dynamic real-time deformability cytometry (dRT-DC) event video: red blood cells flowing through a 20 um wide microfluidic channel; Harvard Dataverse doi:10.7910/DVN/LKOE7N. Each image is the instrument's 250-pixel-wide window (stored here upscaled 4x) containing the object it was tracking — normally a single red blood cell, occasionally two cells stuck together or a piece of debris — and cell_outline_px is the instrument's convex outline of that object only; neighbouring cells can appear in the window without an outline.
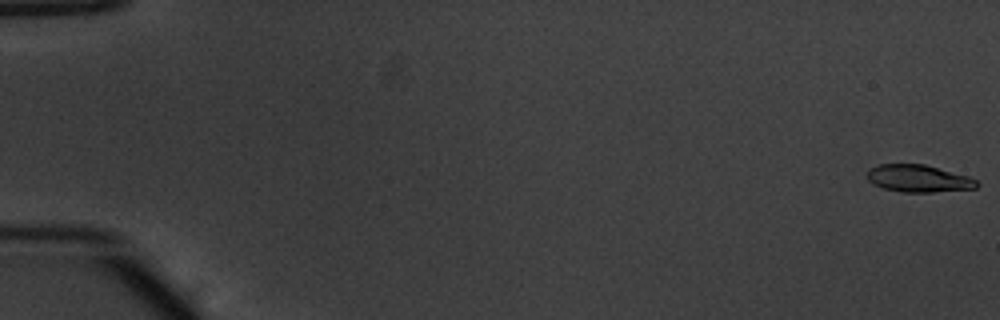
{"species": "common noctule bat (a hibernating species)", "species_latin": "Nyctalus noctula", "temperature_condition": "warm", "stored_images_in_passage": 54, "camera_frame_rate_fps": 3000, "um_per_image_px": 0.085, "animal": {"sex": "male", "body_mass_g": 20.1, "forearm_length_mm": 53.5}, "frame": {"image": 1, "passage_image": 1, "time_ms": 0.0, "image_size_px": [1000, 320], "cell_outline_px": [[980, 184], [976, 188], [932, 192], [900, 192], [884, 188], [872, 184], [868, 180], [868, 168], [876, 164], [924, 164], [968, 176], [976, 180]], "centroid_in_image_um": [78.04, 15.17], "position_along_channel_um": 7.0, "area_um2": 17.46}}
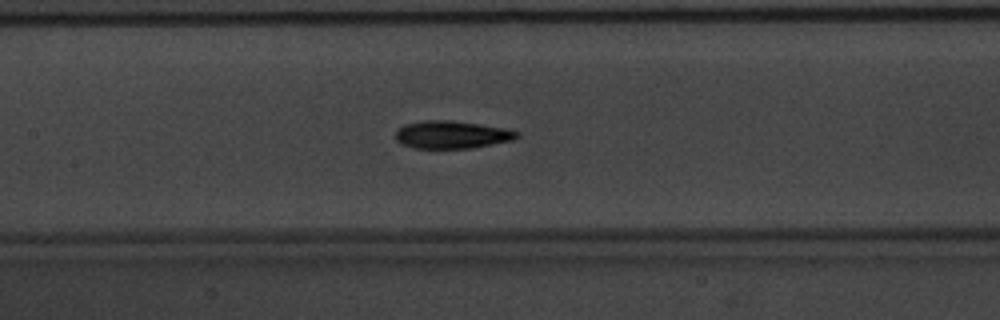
{"frame": {"image": 2, "passage_image": 27, "time_ms": 8.667, "image_size_px": [1000, 320], "cell_outline_px": [[520, 136], [512, 140], [472, 148], [416, 148], [400, 144], [396, 140], [396, 132], [404, 124], [424, 120], [448, 120], [480, 124], [504, 128], [520, 132]], "centroid_in_image_um": [38.4, 11.44], "position_along_channel_um": 169.0, "area_um2": 19.54}}
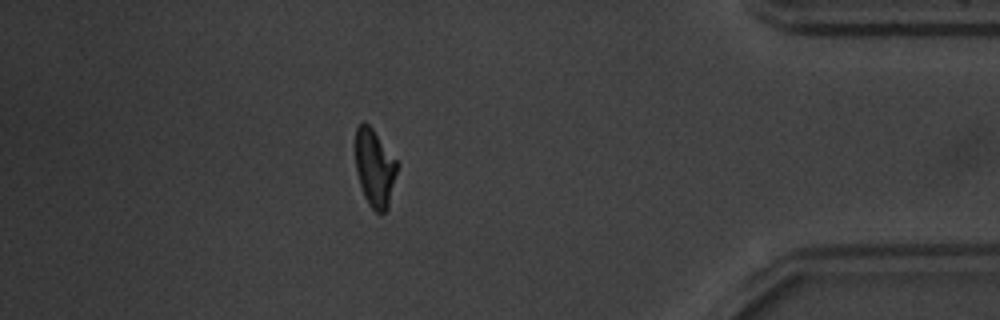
{"frame": {"image": 3, "passage_image": 48, "time_ms": 15.667, "image_size_px": [1000, 320], "cell_outline_px": [[396, 172], [388, 208], [384, 212], [376, 212], [368, 204], [364, 196], [356, 172], [356, 128], [364, 120], [372, 128], [396, 160]], "centroid_in_image_um": [31.82, 14.28], "position_along_channel_um": 403.4, "area_um2": 18.44}, "authors_computed_cell_mechanics": {"area_um2": 18.8717, "velocity_mm_per_s": 3.8631, "shape_relaxation_time_tau1_ms": 2.7989, "shape_relaxation_time_tau2_ms": 4.602, "deformation_change_tau1": 0.1619, "deformation_change_tau2": 0.0911}}